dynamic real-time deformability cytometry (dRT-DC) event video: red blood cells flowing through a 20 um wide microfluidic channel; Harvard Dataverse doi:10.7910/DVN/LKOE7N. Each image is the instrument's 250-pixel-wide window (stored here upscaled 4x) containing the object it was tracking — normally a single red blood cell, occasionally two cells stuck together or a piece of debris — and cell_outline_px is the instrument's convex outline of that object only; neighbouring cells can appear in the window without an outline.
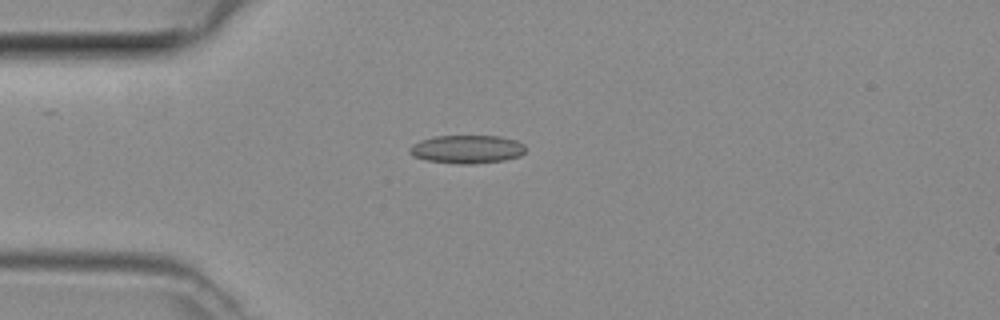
{"species": "common noctule bat (a hibernating species)", "species_latin": "Nyctalus noctula", "temperature_condition": "room temperature", "stored_images_in_passage": 39, "camera_frame_rate_fps": 3000, "um_per_image_px": 0.085, "animal": {"sex": "female", "body_mass_g": 29.2, "forearm_length_mm": 56.3}, "frame": {"image": 1, "passage_image": 4, "time_ms": 1.0, "image_size_px": [1000, 320], "cell_outline_px": [[524, 152], [520, 156], [504, 160], [472, 164], [460, 164], [424, 160], [412, 156], [408, 152], [408, 148], [412, 144], [420, 140], [436, 136], [500, 136], [516, 140], [524, 144]], "centroid_in_image_um": [39.65, 12.68], "position_along_channel_um": 45.3, "area_um2": 19.25}}
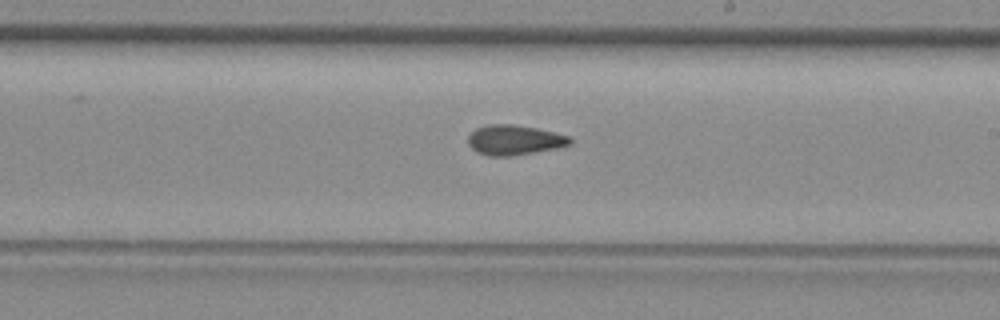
{"frame": {"image": 2, "passage_image": 19, "time_ms": 6.0, "image_size_px": [1000, 320], "cell_outline_px": [[572, 144], [556, 148], [512, 156], [488, 156], [476, 152], [468, 144], [468, 136], [476, 128], [488, 124], [512, 124], [536, 128], [568, 136], [572, 140]], "centroid_in_image_um": [43.69, 11.9], "position_along_channel_um": 245.3, "area_um2": 17.74}}
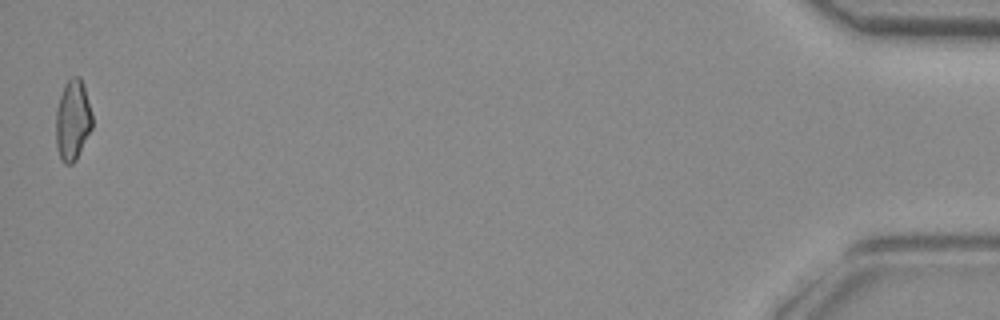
{"frame": {"image": 3, "passage_image": 39, "time_ms": 12.667, "image_size_px": [1000, 320], "cell_outline_px": [[92, 128], [76, 160], [72, 164], [64, 164], [60, 160], [56, 148], [56, 108], [64, 84], [72, 76], [80, 76], [92, 112]], "centroid_in_image_um": [6.16, 10.24], "position_along_channel_um": 429.0, "area_um2": 17.22}}